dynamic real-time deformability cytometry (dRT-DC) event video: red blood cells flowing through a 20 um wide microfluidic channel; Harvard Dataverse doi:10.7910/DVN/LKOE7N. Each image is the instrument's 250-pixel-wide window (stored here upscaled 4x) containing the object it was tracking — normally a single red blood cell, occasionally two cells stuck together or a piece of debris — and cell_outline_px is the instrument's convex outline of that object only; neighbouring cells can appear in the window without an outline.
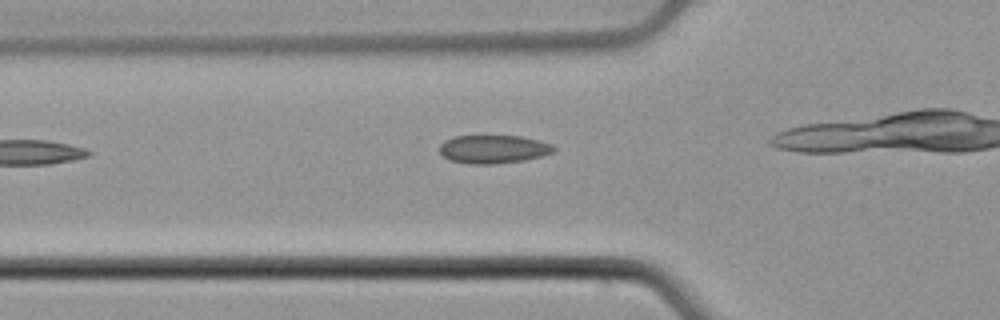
{"species": "common noctule bat (a hibernating species)", "species_latin": "Nyctalus noctula", "temperature_condition": "cold", "stored_images_in_passage": 6, "camera_frame_rate_fps": 3000, "um_per_image_px": 0.085, "animal": {"sex": "male", "body_mass_g": 21.5, "forearm_length_mm": 52.0}, "frame": {"image": 1, "passage_image": 2, "time_ms": 0.333, "image_size_px": [1000, 320], "cell_outline_px": [[556, 148], [552, 152], [540, 156], [524, 160], [492, 164], [472, 164], [452, 160], [444, 156], [440, 152], [440, 144], [444, 140], [456, 136], [520, 136], [540, 140], [552, 144]], "centroid_in_image_um": [41.95, 12.67], "position_along_channel_um": 83.9, "area_um2": 18.67}}
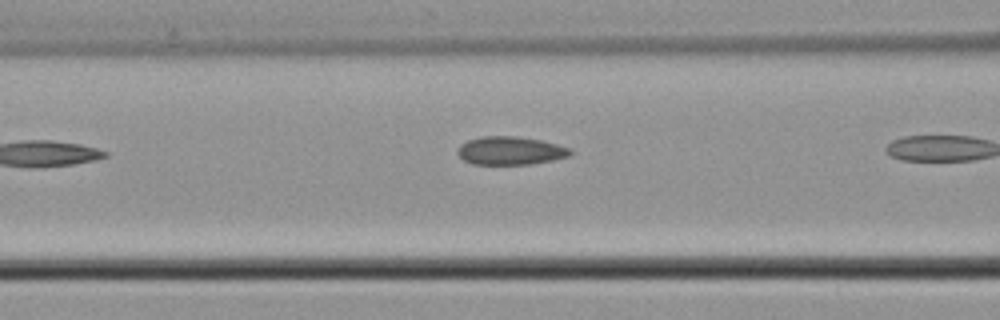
{"frame": {"image": 2, "passage_image": 5, "time_ms": 1.333, "image_size_px": [1000, 320], "cell_outline_px": [[572, 152], [568, 156], [552, 160], [528, 164], [472, 164], [464, 160], [456, 152], [460, 144], [468, 140], [480, 136], [516, 136], [540, 140], [572, 148]], "centroid_in_image_um": [43.35, 12.8], "position_along_channel_um": 123.2, "area_um2": 18.5}}